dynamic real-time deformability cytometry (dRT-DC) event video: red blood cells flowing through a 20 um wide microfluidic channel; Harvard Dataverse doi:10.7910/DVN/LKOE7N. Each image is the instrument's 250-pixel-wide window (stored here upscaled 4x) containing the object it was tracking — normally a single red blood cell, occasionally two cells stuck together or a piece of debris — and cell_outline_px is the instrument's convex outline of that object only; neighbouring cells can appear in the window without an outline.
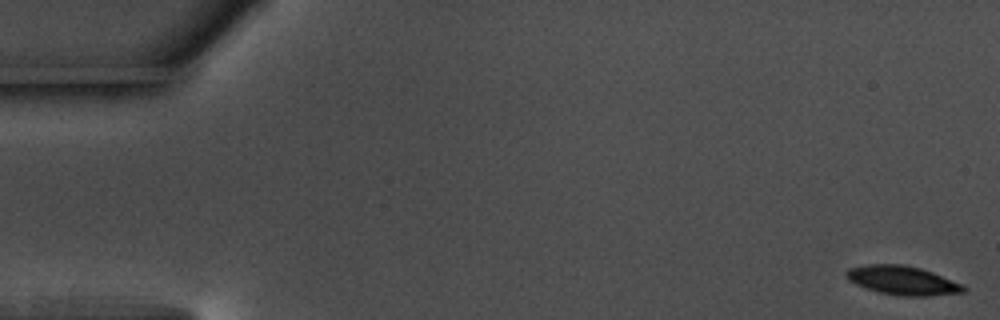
{"species": "common noctule bat (a hibernating species)", "species_latin": "Nyctalus noctula", "temperature_condition": "warm", "stored_images_in_passage": 56, "camera_frame_rate_fps": 3000, "um_per_image_px": 0.085, "animal": {"sex": "male", "body_mass_g": 17.5, "forearm_length_mm": 52.3}, "frame": {"image": 1, "passage_image": 1, "time_ms": 0.0, "image_size_px": [1000, 320], "cell_outline_px": [[968, 288], [964, 292], [928, 296], [904, 296], [880, 292], [856, 284], [848, 280], [844, 272], [848, 268], [868, 264], [904, 264], [920, 268], [932, 272], [964, 284]], "centroid_in_image_um": [76.74, 23.82], "position_along_channel_um": 8.3, "area_um2": 19.77}}
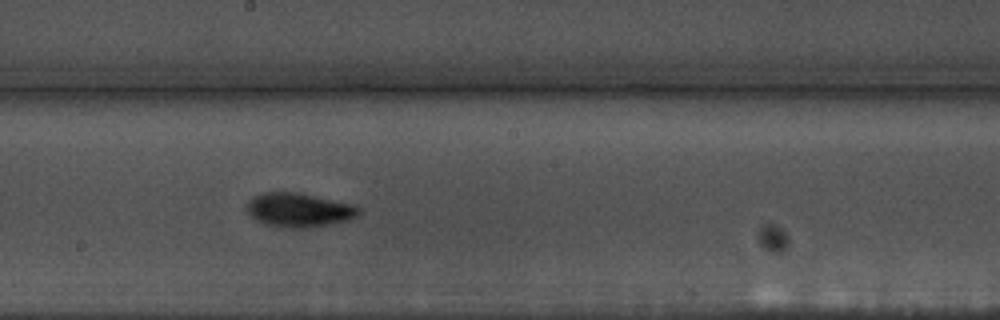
{"frame": {"image": 2, "passage_image": 31, "time_ms": 10.0, "image_size_px": [1000, 320], "cell_outline_px": [[360, 212], [356, 216], [344, 220], [328, 224], [308, 228], [276, 228], [264, 224], [256, 220], [248, 212], [248, 200], [252, 196], [264, 192], [296, 192], [352, 204], [360, 208]], "centroid_in_image_um": [25.35, 17.86], "position_along_channel_um": 222.9, "area_um2": 22.08}}
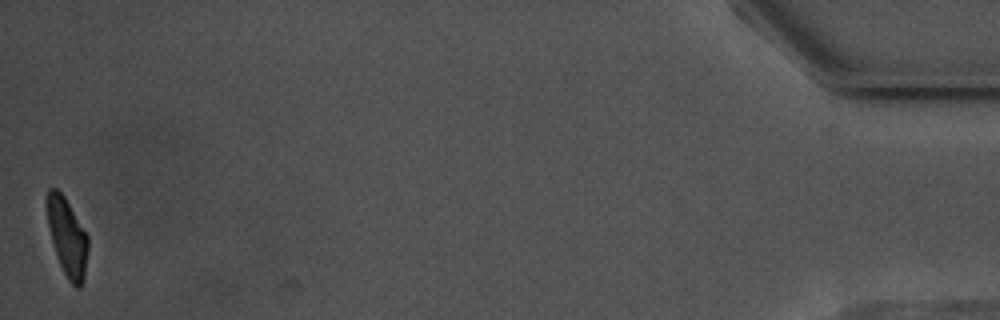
{"frame": {"image": 3, "passage_image": 56, "time_ms": 18.333, "image_size_px": [1000, 320], "cell_outline_px": [[88, 248], [84, 280], [80, 288], [76, 288], [68, 280], [60, 264], [52, 240], [48, 224], [48, 188], [56, 188], [64, 196], [88, 236]], "centroid_in_image_um": [5.75, 20.2], "position_along_channel_um": 429.5, "area_um2": 18.15}, "authors_computed_cell_mechanics": {"area_um2": 20.1722, "velocity_mm_per_s": 3.6446, "shape_relaxation_time_tau1_ms": 2.8268, "shape_relaxation_time_tau2_ms": 4.4601, "deformation_change_tau1": 0.1317, "deformation_change_tau2": 0.0978}}